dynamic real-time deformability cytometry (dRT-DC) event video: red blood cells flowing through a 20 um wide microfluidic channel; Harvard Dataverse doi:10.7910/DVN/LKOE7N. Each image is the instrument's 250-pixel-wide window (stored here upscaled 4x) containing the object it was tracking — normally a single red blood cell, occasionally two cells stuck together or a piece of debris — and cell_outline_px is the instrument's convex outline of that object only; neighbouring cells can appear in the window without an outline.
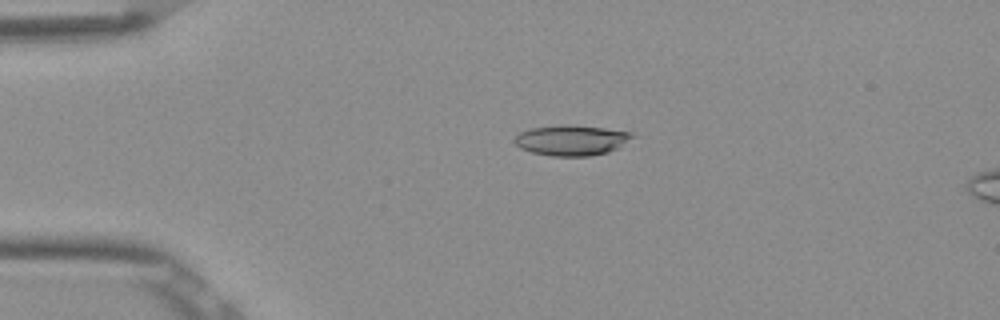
{"species": "Egyptian fruit bat (a non-hibernating species)", "species_latin": "Rousettus aegyptiacus", "temperature_condition": "room temperature", "stored_images_in_passage": 4, "camera_frame_rate_fps": 3000, "um_per_image_px": 0.085, "frame": {"image": 1, "passage_image": 3, "time_ms": 0.667, "image_size_px": [1000, 320], "cell_outline_px": [[636, 136], [620, 148], [608, 152], [588, 156], [552, 156], [532, 152], [520, 148], [512, 140], [520, 132], [532, 128], [564, 124], [604, 128], [632, 132]], "centroid_in_image_um": [48.61, 11.92], "position_along_channel_um": 36.4, "area_um2": 20.98}}